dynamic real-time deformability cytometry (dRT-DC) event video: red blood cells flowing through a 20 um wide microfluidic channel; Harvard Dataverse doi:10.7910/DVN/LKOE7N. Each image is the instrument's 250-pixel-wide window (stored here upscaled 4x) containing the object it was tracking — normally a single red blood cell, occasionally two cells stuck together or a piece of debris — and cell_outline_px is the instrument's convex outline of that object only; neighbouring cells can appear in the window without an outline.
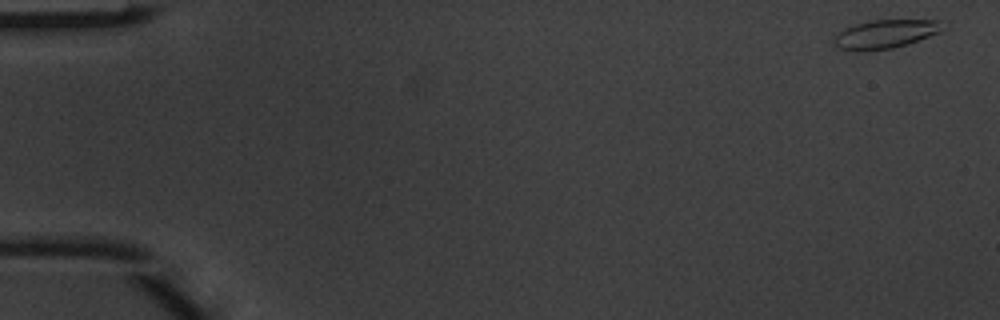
{"species": "common noctule bat (a hibernating species)", "species_latin": "Nyctalus noctula", "temperature_condition": "warm", "stored_images_in_passage": 3, "camera_frame_rate_fps": 3000, "um_per_image_px": 0.085, "animal": {"sex": "male", "body_mass_g": 20.1, "forearm_length_mm": 53.5}, "frame": {"image": 1, "passage_image": 1, "time_ms": 0.0, "image_size_px": [1000, 320], "cell_outline_px": [[948, 28], [940, 32], [892, 48], [860, 52], [856, 52], [836, 48], [832, 40], [844, 28], [868, 20], [940, 20]], "centroid_in_image_um": [75.23, 2.9], "position_along_channel_um": 9.8, "area_um2": 18.26}}